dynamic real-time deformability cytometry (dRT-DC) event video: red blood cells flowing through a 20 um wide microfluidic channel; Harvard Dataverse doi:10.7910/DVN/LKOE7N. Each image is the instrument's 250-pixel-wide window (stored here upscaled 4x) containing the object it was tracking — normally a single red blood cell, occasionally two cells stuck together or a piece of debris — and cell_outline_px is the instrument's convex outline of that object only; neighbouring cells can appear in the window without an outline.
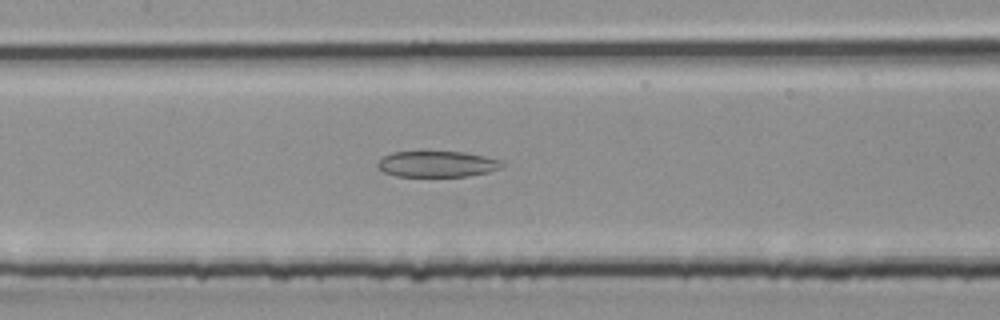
{"species": "common noctule bat (a hibernating species)", "species_latin": "Nyctalus noctula", "temperature_condition": "room temperature", "stored_images_in_passage": 27, "camera_frame_rate_fps": 3000, "um_per_image_px": 0.085, "animal": {"sex": "male", "body_mass_g": 20.4}, "frame": {"image": 1, "passage_image": 9, "time_ms": 2.667, "image_size_px": [1000, 320], "cell_outline_px": [[504, 164], [500, 168], [488, 172], [468, 176], [396, 176], [384, 172], [376, 164], [384, 156], [392, 152], [420, 148], [464, 152], [504, 160]], "centroid_in_image_um": [37.14, 13.88], "position_along_channel_um": 170.3, "area_um2": 19.77}}
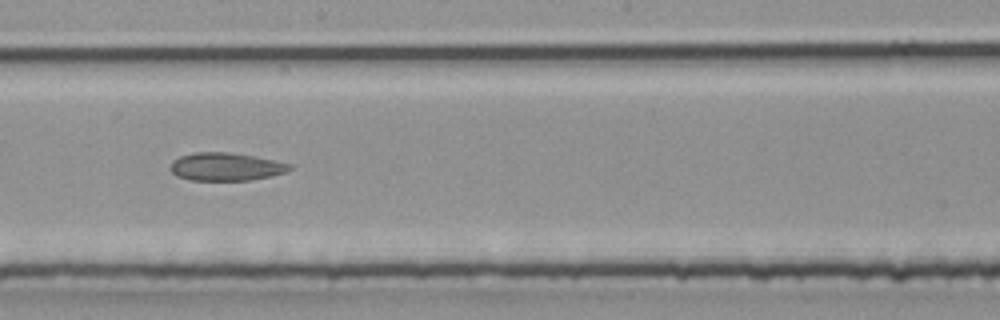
{"frame": {"image": 2, "passage_image": 12, "time_ms": 3.667, "image_size_px": [1000, 320], "cell_outline_px": [[292, 168], [288, 172], [272, 176], [248, 180], [188, 180], [176, 176], [168, 168], [172, 160], [180, 156], [196, 152], [228, 152], [252, 156], [292, 164]], "centroid_in_image_um": [19.17, 14.18], "position_along_channel_um": 229.0, "area_um2": 19.54}}
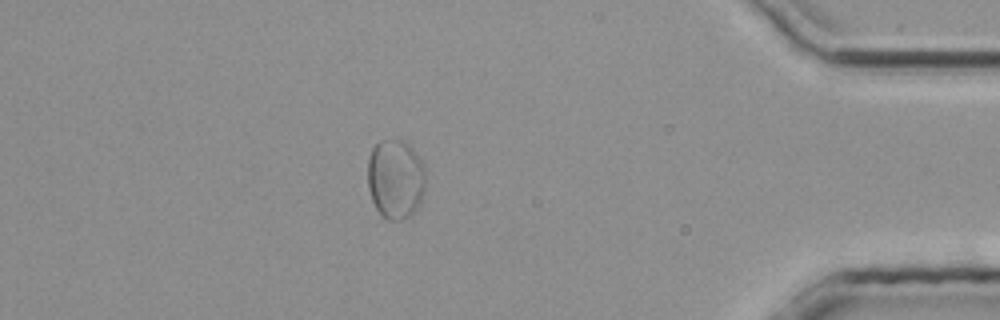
{"frame": {"image": 3, "passage_image": 23, "time_ms": 7.333, "image_size_px": [1000, 320], "cell_outline_px": [[424, 192], [416, 208], [408, 216], [400, 220], [388, 220], [380, 216], [372, 200], [368, 188], [368, 160], [372, 148], [380, 140], [400, 140], [412, 148], [420, 160], [424, 168]], "centroid_in_image_um": [33.58, 15.23], "position_along_channel_um": 401.6, "area_um2": 26.59}}